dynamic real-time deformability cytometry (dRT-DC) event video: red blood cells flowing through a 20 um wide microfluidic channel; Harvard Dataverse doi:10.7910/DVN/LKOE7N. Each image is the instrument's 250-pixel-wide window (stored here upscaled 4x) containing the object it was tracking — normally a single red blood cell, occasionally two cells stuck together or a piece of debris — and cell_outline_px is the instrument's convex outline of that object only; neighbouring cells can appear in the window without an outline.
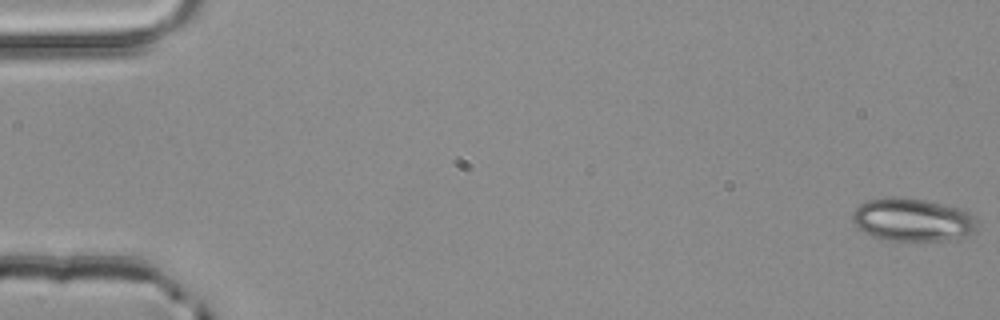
{"species": "common noctule bat (a hibernating species)", "species_latin": "Nyctalus noctula", "temperature_condition": "room temperature", "stored_images_in_passage": 4, "camera_frame_rate_fps": 3000, "um_per_image_px": 0.085, "animal": {"sex": "male", "body_mass_g": 20.4}, "frame": {"image": 1, "passage_image": 1, "time_ms": 0.0, "image_size_px": [1000, 320], "cell_outline_px": [[976, 228], [972, 232], [956, 240], [884, 240], [872, 236], [864, 232], [852, 220], [852, 212], [860, 204], [868, 200], [884, 196], [904, 196], [924, 200], [960, 208], [968, 212], [972, 216], [976, 224]], "centroid_in_image_um": [77.53, 18.66], "position_along_channel_um": 7.5, "area_um2": 31.27}}